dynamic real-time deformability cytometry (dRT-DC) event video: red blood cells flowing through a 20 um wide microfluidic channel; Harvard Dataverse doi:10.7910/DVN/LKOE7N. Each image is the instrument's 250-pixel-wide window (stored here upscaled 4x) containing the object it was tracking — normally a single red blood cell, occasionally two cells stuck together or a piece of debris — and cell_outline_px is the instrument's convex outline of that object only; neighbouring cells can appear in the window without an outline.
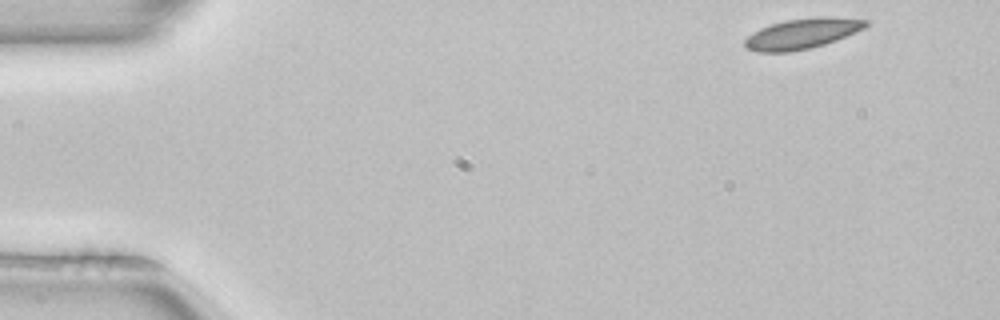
{"species": "common noctule bat (a hibernating species)", "species_latin": "Nyctalus noctula", "temperature_condition": "room temperature", "stored_images_in_passage": 11, "camera_frame_rate_fps": 3000, "um_per_image_px": 0.085, "animal": {"sex": "female", "body_mass_g": 22.7, "forearm_length_mm": 54.2}, "frame": {"image": 1, "passage_image": 1, "time_ms": 0.0, "image_size_px": [1000, 320], "cell_outline_px": [[872, 20], [864, 28], [836, 40], [824, 44], [808, 48], [788, 52], [760, 52], [748, 48], [744, 44], [744, 40], [752, 32], [760, 28], [784, 20], [820, 16]], "centroid_in_image_um": [68.19, 2.84], "position_along_channel_um": 16.8, "area_um2": 21.21}}